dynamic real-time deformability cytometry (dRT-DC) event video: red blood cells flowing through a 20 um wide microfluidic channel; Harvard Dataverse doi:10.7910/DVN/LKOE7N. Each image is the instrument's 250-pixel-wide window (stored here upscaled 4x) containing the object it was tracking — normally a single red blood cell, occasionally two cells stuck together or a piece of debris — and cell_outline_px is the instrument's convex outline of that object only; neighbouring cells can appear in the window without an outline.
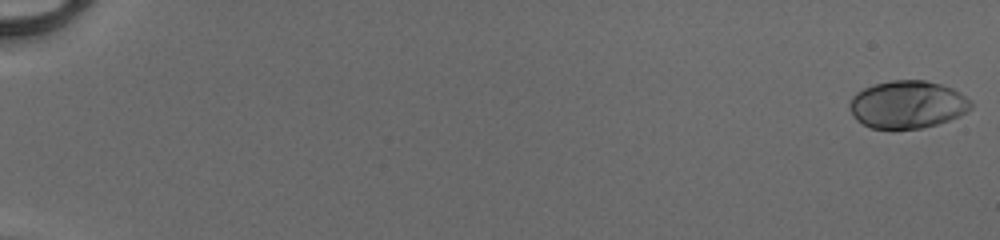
{"species": "human", "species_latin": "Homo sapiens", "temperature_condition": "cold", "stored_images_in_passage": 52, "camera_frame_rate_fps": 3000, "um_per_image_px": 0.085, "donor": {"sex": "male"}, "frame": {"image": 1, "passage_image": 1, "time_ms": 0.0, "image_size_px": [1000, 240], "cell_outline_px": [[972, 108], [960, 116], [936, 124], [920, 128], [892, 132], [872, 128], [856, 120], [852, 116], [848, 108], [848, 104], [852, 96], [856, 92], [864, 88], [876, 84], [892, 80], [924, 80], [940, 84], [952, 88], [960, 92], [972, 100]], "centroid_in_image_um": [77.11, 8.92], "position_along_channel_um": 7.9, "area_um2": 34.45}}
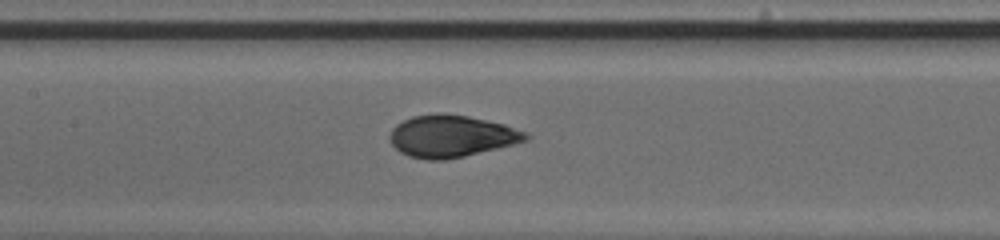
{"frame": {"image": 2, "passage_image": 28, "time_ms": 9.0, "image_size_px": [1000, 240], "cell_outline_px": [[532, 136], [528, 140], [464, 156], [444, 160], [428, 160], [408, 156], [400, 152], [392, 144], [388, 136], [392, 128], [396, 124], [412, 116], [436, 112], [444, 112], [468, 116], [504, 124], [528, 132]], "centroid_in_image_um": [38.35, 11.55], "position_along_channel_um": 169.0, "area_um2": 33.47}}
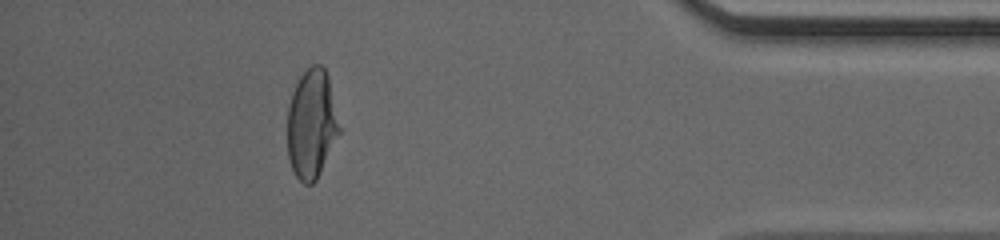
{"frame": {"image": 3, "passage_image": 48, "time_ms": 15.667, "image_size_px": [1000, 240], "cell_outline_px": [[340, 132], [316, 180], [312, 184], [304, 184], [296, 176], [288, 160], [288, 104], [292, 92], [300, 76], [312, 64], [320, 64], [324, 68], [328, 76], [340, 128]], "centroid_in_image_um": [26.47, 10.54], "position_along_channel_um": 408.7, "area_um2": 32.77}, "authors_computed_cell_mechanics": {"area_um2": 32.8593, "velocity_mm_per_s": 4.1453, "shape_relaxation_time_tau1_ms": 4.1227, "shape_relaxation_time_tau2_ms": null, "deformation_change_tau1": 0.204, "deformation_change_tau2": null}}